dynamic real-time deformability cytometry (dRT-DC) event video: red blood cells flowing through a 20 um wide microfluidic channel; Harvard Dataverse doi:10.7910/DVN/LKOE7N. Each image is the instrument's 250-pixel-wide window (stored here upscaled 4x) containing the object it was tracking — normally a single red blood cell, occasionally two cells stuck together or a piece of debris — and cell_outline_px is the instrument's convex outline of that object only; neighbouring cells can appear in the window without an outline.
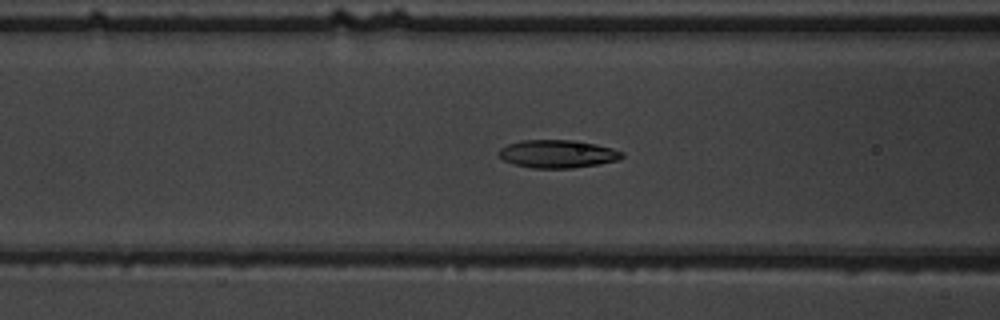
{"species": "common noctule bat (a hibernating species)", "species_latin": "Nyctalus noctula", "temperature_condition": "warm", "stored_images_in_passage": 56, "camera_frame_rate_fps": 3000, "um_per_image_px": 0.085, "animal": {"sex": "male", "body_mass_g": 19.5, "forearm_length_mm": 54.6}, "frame": {"image": 1, "passage_image": 24, "time_ms": 7.667, "image_size_px": [1000, 320], "cell_outline_px": [[624, 156], [620, 160], [572, 168], [532, 168], [512, 164], [504, 160], [496, 152], [500, 148], [508, 144], [520, 140], [572, 140], [596, 144], [612, 148], [624, 152]], "centroid_in_image_um": [47.38, 13.08], "position_along_channel_um": 119.2, "area_um2": 20.17}}
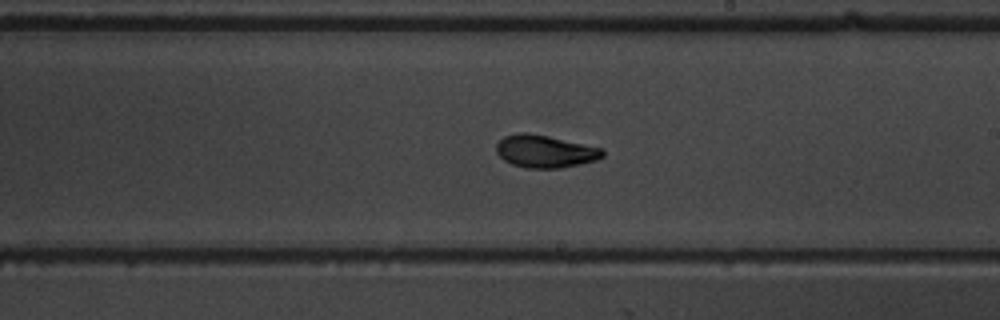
{"frame": {"image": 2, "passage_image": 34, "time_ms": 11.0, "image_size_px": [1000, 320], "cell_outline_px": [[604, 156], [596, 160], [580, 164], [560, 168], [524, 168], [512, 164], [504, 160], [496, 152], [496, 144], [504, 136], [520, 132], [524, 132], [548, 136], [604, 148]], "centroid_in_image_um": [46.34, 12.86], "position_along_channel_um": 242.7, "area_um2": 20.23}}
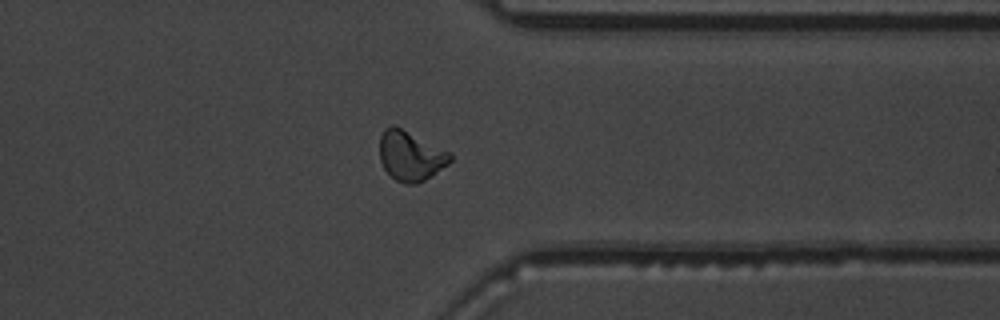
{"frame": {"image": 3, "passage_image": 45, "time_ms": 14.667, "image_size_px": [1000, 320], "cell_outline_px": [[452, 160], [448, 164], [424, 180], [416, 184], [404, 184], [396, 180], [384, 168], [380, 160], [380, 136], [384, 128], [392, 124], [452, 152]], "centroid_in_image_um": [34.9, 13.24], "position_along_channel_um": 376.5, "area_um2": 20.4}, "authors_computed_cell_mechanics": {"area_um2": 20.0277, "velocity_mm_per_s": 3.712, "shape_relaxation_time_tau1_ms": 4.5221, "shape_relaxation_time_tau2_ms": 1.9307, "deformation_change_tau1": 0.169, "deformation_change_tau2": 0.073}}